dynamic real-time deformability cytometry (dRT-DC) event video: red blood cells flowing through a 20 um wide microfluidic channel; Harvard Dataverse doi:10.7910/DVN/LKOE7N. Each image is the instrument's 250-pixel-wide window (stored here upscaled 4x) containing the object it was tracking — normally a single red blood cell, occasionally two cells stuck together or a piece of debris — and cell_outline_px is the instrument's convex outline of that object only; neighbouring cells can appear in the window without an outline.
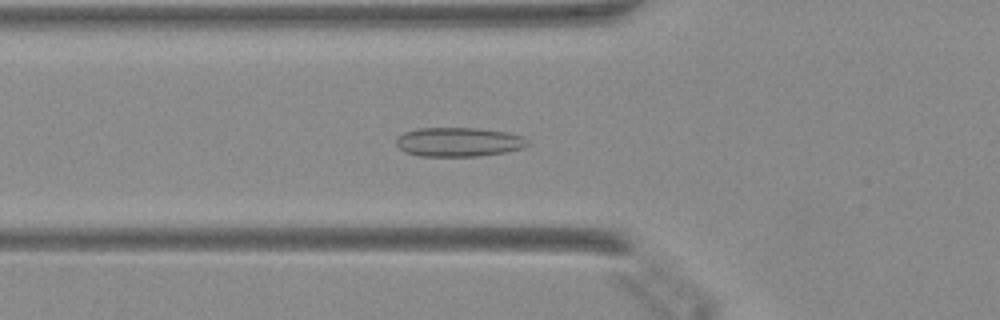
{"species": "Egyptian fruit bat (a non-hibernating species)", "species_latin": "Rousettus aegyptiacus", "temperature_condition": "warm", "stored_images_in_passage": 47, "camera_frame_rate_fps": 3000, "um_per_image_px": 0.085, "animal": {"sex": "female"}, "frame": {"image": 1, "passage_image": 16, "time_ms": 5.0, "image_size_px": [1000, 320], "cell_outline_px": [[532, 144], [524, 148], [508, 152], [480, 156], [420, 156], [404, 152], [396, 144], [396, 136], [404, 132], [420, 128], [480, 128], [504, 132], [524, 136]], "centroid_in_image_um": [39.03, 12.07], "position_along_channel_um": 86.8, "area_um2": 22.66}}
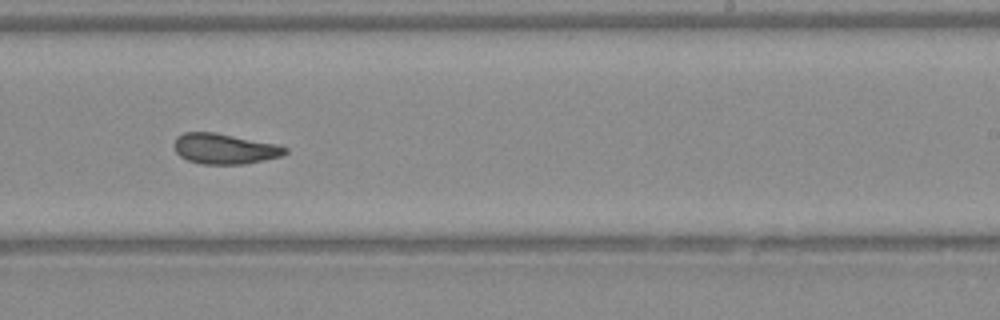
{"frame": {"image": 2, "passage_image": 29, "time_ms": 9.333, "image_size_px": [1000, 320], "cell_outline_px": [[288, 152], [280, 156], [264, 160], [244, 164], [200, 164], [188, 160], [180, 156], [176, 152], [172, 144], [184, 132], [216, 132], [276, 144], [288, 148]], "centroid_in_image_um": [19.08, 12.65], "position_along_channel_um": 269.9, "area_um2": 19.65}}
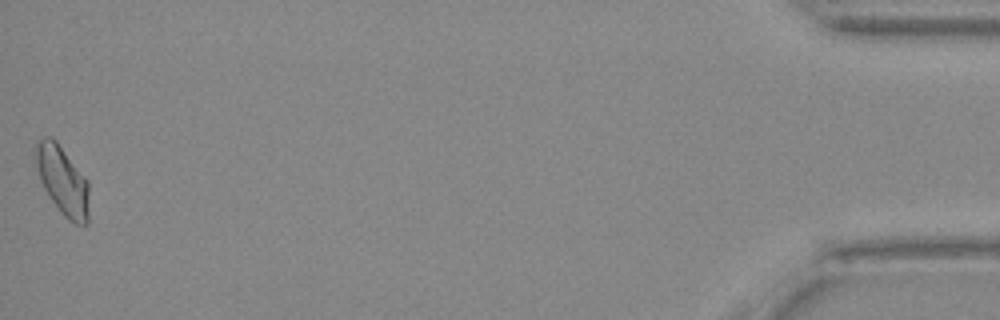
{"frame": {"image": 3, "passage_image": 47, "time_ms": 15.333, "image_size_px": [1000, 320], "cell_outline_px": [[88, 224], [76, 224], [68, 220], [60, 212], [44, 188], [40, 180], [32, 152], [36, 144], [44, 136], [52, 136], [56, 140], [88, 180]], "centroid_in_image_um": [5.29, 15.31], "position_along_channel_um": 429.9, "area_um2": 21.56}}